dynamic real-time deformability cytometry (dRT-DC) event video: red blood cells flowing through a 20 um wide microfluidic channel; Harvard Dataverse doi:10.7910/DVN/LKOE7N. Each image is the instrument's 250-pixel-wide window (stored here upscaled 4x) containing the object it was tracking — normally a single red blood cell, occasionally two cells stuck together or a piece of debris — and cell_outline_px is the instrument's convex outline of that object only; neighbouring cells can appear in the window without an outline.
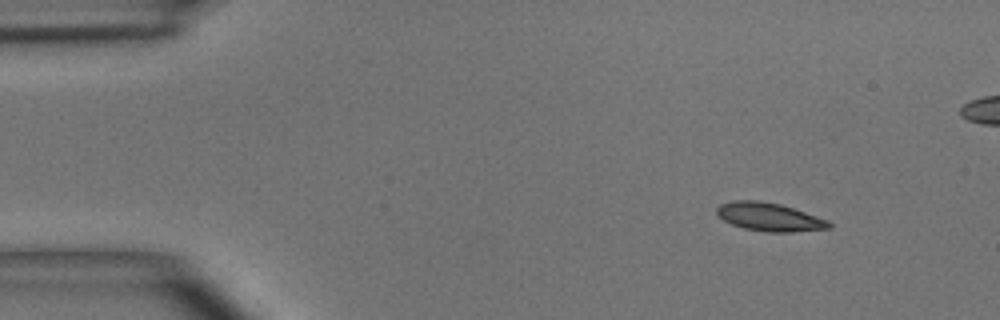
{"species": "common noctule bat (a hibernating species)", "species_latin": "Nyctalus noctula", "temperature_condition": "room temperature", "stored_images_in_passage": 7, "camera_frame_rate_fps": 3000, "um_per_image_px": 0.085, "animal": {"sex": "male", "body_mass_g": 15.6}, "frame": {"image": 1, "passage_image": 1, "time_ms": 0.0, "image_size_px": [1000, 320], "cell_outline_px": [[832, 228], [792, 232], [764, 232], [744, 228], [732, 224], [716, 216], [716, 208], [720, 204], [732, 200], [760, 200], [780, 204], [828, 220], [832, 224]], "centroid_in_image_um": [65.36, 18.44], "position_along_channel_um": 19.6, "area_um2": 18.61}}
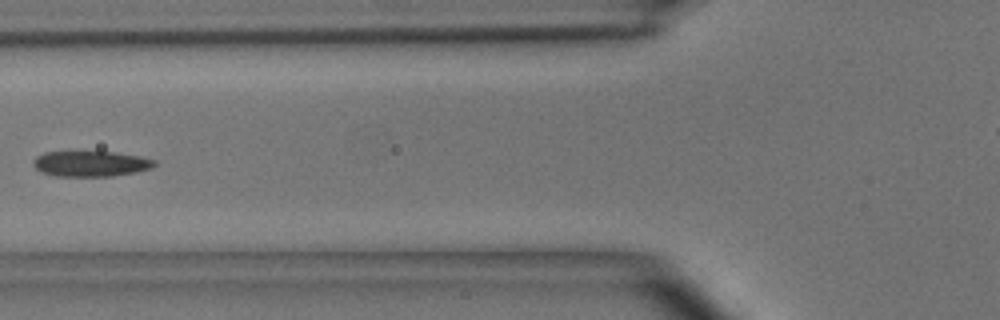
{"frame": {"image": 2, "passage_image": 5, "time_ms": 4.667, "image_size_px": [1000, 320], "cell_outline_px": [[156, 164], [152, 168], [136, 172], [112, 176], [56, 176], [40, 172], [32, 164], [32, 160], [36, 156], [44, 152], [116, 152], [140, 156], [156, 160]], "centroid_in_image_um": [7.71, 13.92], "position_along_channel_um": 118.1, "area_um2": 18.15}}